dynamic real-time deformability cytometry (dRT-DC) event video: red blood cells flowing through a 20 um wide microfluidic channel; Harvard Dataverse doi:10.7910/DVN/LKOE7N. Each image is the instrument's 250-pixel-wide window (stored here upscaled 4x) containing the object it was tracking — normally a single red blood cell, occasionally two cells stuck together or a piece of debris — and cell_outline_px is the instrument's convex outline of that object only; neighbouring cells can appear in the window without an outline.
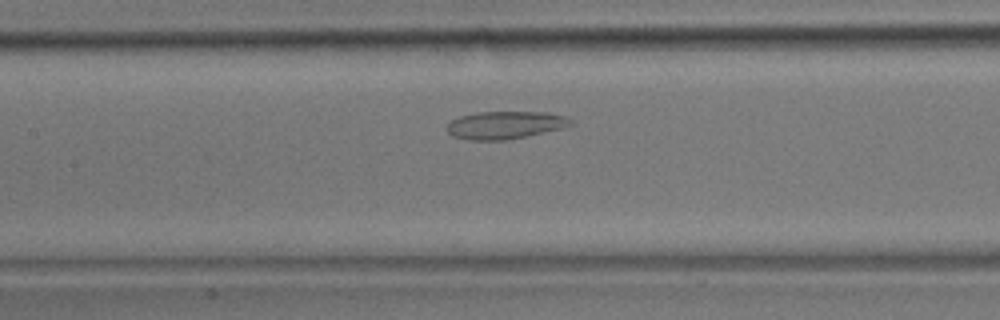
{"species": "common noctule bat (a hibernating species)", "species_latin": "Nyctalus noctula", "temperature_condition": "room temperature", "stored_images_in_passage": 15, "segment_of_instrument_passage": [1, 2], "camera_frame_rate_fps": 3000, "um_per_image_px": 0.085, "animal": {"sex": "male", "body_mass_g": 17.9}, "frame": {"image": 1, "passage_image": 13, "time_ms": 4.0, "image_size_px": [1000, 320], "cell_outline_px": [[572, 124], [560, 128], [508, 140], [468, 140], [452, 136], [448, 132], [448, 124], [452, 120], [460, 116], [476, 112], [548, 112], [564, 116], [572, 120]], "centroid_in_image_um": [42.9, 10.62], "position_along_channel_um": 164.5, "area_um2": 19.77}}